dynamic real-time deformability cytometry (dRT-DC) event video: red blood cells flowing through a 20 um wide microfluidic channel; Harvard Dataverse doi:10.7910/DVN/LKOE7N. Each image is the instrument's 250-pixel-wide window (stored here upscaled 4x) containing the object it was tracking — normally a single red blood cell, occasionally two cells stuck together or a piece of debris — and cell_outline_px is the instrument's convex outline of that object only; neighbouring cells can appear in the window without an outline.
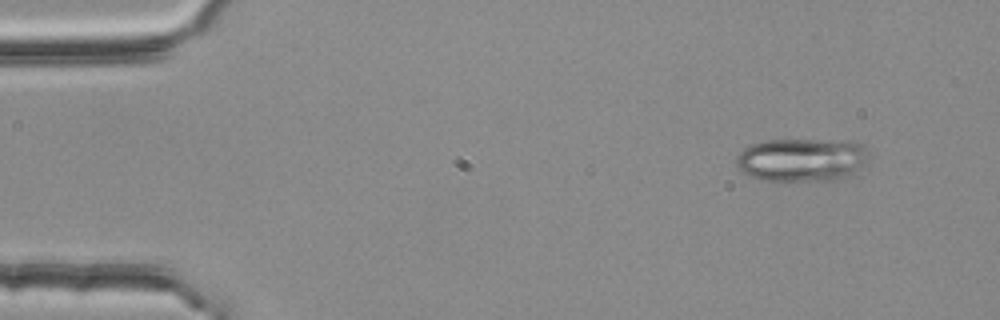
{"species": "common noctule bat (a hibernating species)", "species_latin": "Nyctalus noctula", "temperature_condition": "room temperature", "stored_images_in_passage": 50, "camera_frame_rate_fps": 3000, "um_per_image_px": 0.085, "animal": {"sex": "female", "body_mass_g": 25.1}, "frame": {"image": 1, "passage_image": 1, "time_ms": 0.0, "image_size_px": [1000, 320], "cell_outline_px": [[864, 160], [848, 176], [832, 180], [760, 180], [748, 176], [740, 172], [736, 164], [736, 156], [748, 144], [764, 140], [848, 140], [860, 144], [864, 148]], "centroid_in_image_um": [68.0, 13.57], "position_along_channel_um": 17.0, "area_um2": 33.06}}
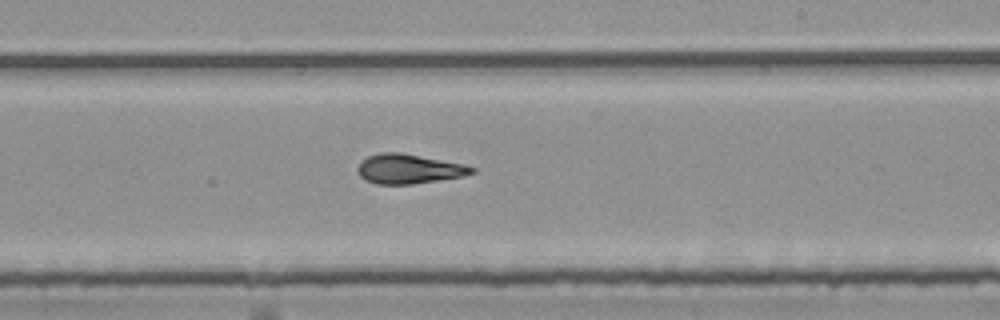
{"frame": {"image": 2, "passage_image": 28, "time_ms": 9.0, "image_size_px": [1000, 320], "cell_outline_px": [[476, 172], [464, 176], [412, 184], [376, 184], [364, 180], [360, 176], [356, 168], [368, 156], [380, 152], [400, 152], [464, 164], [476, 168]], "centroid_in_image_um": [34.76, 14.36], "position_along_channel_um": 254.2, "area_um2": 19.65}}
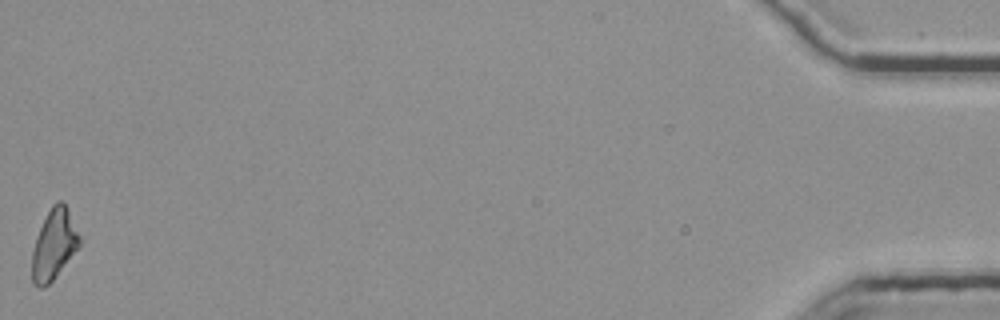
{"frame": {"image": 3, "passage_image": 50, "time_ms": 16.333, "image_size_px": [1000, 320], "cell_outline_px": [[80, 244], [52, 280], [48, 284], [40, 288], [32, 284], [32, 252], [36, 236], [52, 204], [56, 200], [60, 200], [64, 204], [80, 236]], "centroid_in_image_um": [4.55, 20.79], "position_along_channel_um": 430.6, "area_um2": 18.84}, "authors_computed_cell_mechanics": {"area_um2": 19.5653, "velocity_mm_per_s": 3.7841, "shape_relaxation_time_tau1_ms": 4.7796, "shape_relaxation_time_tau2_ms": 3.6265, "deformation_change_tau1": 0.1639, "deformation_change_tau2": 0.1088}}